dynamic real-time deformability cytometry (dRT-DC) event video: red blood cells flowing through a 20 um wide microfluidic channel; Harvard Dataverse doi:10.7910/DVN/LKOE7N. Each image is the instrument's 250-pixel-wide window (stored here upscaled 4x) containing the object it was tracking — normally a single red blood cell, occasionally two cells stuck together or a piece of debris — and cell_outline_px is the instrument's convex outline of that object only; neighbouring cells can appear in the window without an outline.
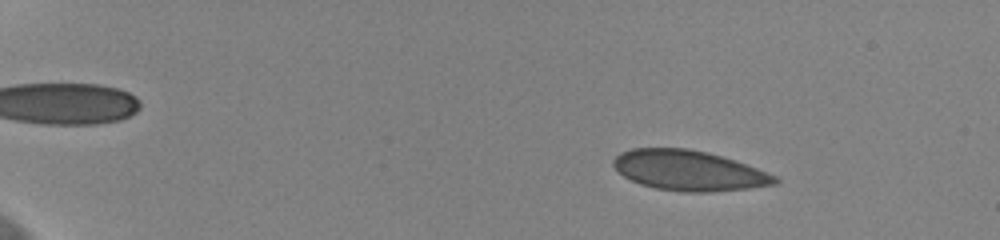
{"species": "human", "species_latin": "Homo sapiens", "temperature_condition": "cold", "stored_images_in_passage": 33, "camera_frame_rate_fps": 3000, "um_per_image_px": 0.085, "donor": {"sex": "female"}, "frame": {"image": 1, "passage_image": 8, "time_ms": 2.333, "image_size_px": [1000, 240], "cell_outline_px": [[780, 180], [776, 184], [748, 188], [708, 192], [684, 192], [656, 188], [640, 184], [624, 176], [612, 164], [612, 160], [620, 152], [632, 148], [688, 148], [708, 152], [756, 168], [776, 176]], "centroid_in_image_um": [58.52, 14.49], "position_along_channel_um": 26.5, "area_um2": 37.51}}
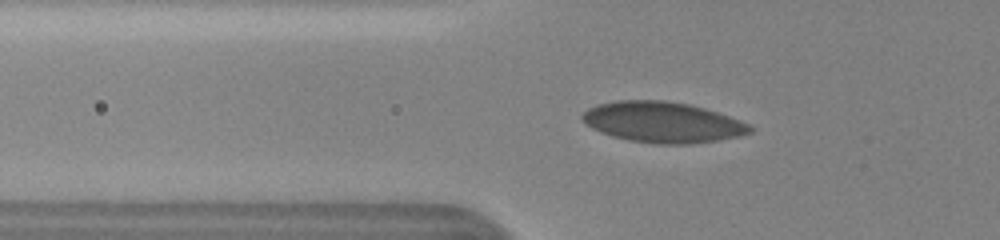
{"frame": {"image": 2, "passage_image": 20, "time_ms": 6.333, "image_size_px": [1000, 240], "cell_outline_px": [[752, 132], [740, 136], [716, 140], [688, 144], [656, 144], [628, 140], [612, 136], [600, 132], [592, 128], [580, 116], [588, 108], [596, 104], [616, 100], [664, 100], [688, 104], [704, 108], [728, 116], [748, 124], [752, 128]], "centroid_in_image_um": [56.29, 10.38], "position_along_channel_um": 69.5, "area_um2": 39.59}}
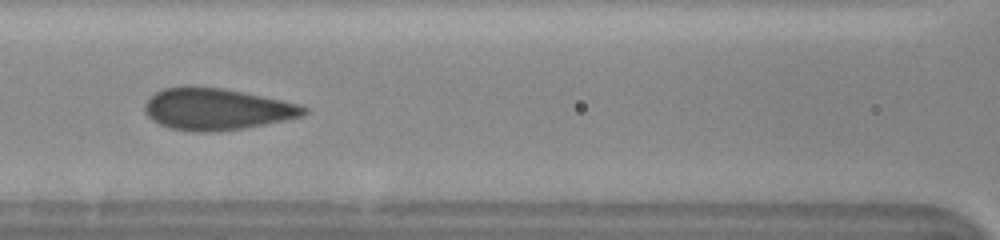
{"frame": {"image": 3, "passage_image": 27, "time_ms": 8.667, "image_size_px": [1000, 240], "cell_outline_px": [[308, 112], [300, 116], [284, 120], [244, 128], [212, 132], [192, 132], [172, 128], [160, 124], [152, 120], [144, 112], [144, 104], [156, 92], [164, 88], [184, 84], [192, 84], [224, 88], [300, 104], [308, 108]], "centroid_in_image_um": [18.37, 9.25], "position_along_channel_um": 148.2, "area_um2": 38.96}}